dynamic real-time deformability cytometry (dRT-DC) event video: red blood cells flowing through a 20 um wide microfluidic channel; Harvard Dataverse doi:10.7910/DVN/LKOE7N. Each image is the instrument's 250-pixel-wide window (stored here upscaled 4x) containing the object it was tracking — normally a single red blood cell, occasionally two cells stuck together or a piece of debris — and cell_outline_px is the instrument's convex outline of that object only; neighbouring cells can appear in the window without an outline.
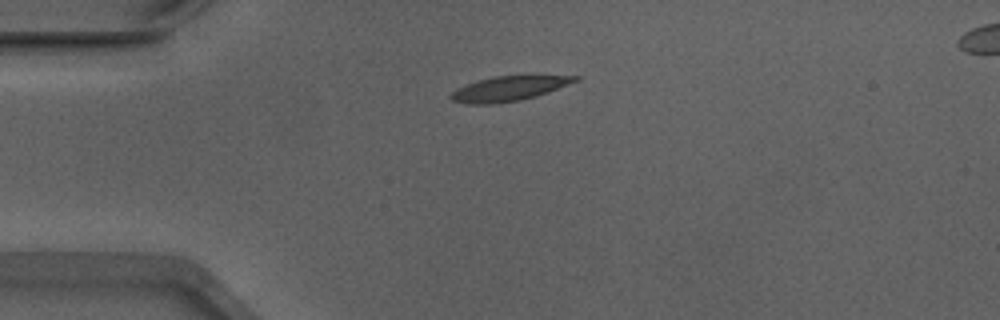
{"species": "Egyptian fruit bat (a non-hibernating species)", "species_latin": "Rousettus aegyptiacus", "temperature_condition": "warm", "stored_images_in_passage": 41, "camera_frame_rate_fps": 3000, "um_per_image_px": 0.085, "animal": {"sex": "male"}, "frame": {"image": 1, "passage_image": 1, "time_ms": 0.0, "image_size_px": [1000, 320], "cell_outline_px": [[580, 80], [548, 92], [536, 96], [520, 100], [492, 104], [468, 104], [452, 100], [448, 96], [456, 88], [492, 76], [528, 72], [580, 76]], "centroid_in_image_um": [43.37, 7.46], "position_along_channel_um": 41.6, "area_um2": 18.96}}
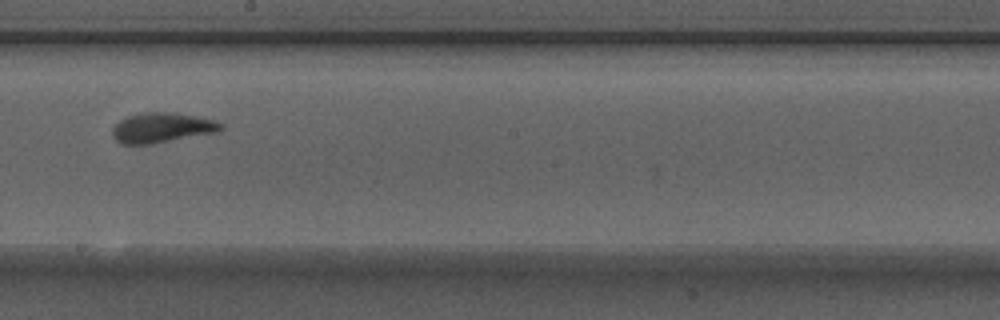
{"frame": {"image": 2, "passage_image": 18, "time_ms": 5.667, "image_size_px": [1000, 320], "cell_outline_px": [[224, 128], [216, 132], [152, 144], [120, 144], [112, 136], [112, 128], [120, 120], [128, 116], [140, 112], [176, 112], [196, 116], [212, 120], [224, 124]], "centroid_in_image_um": [13.74, 10.85], "position_along_channel_um": 234.5, "area_um2": 19.02}}
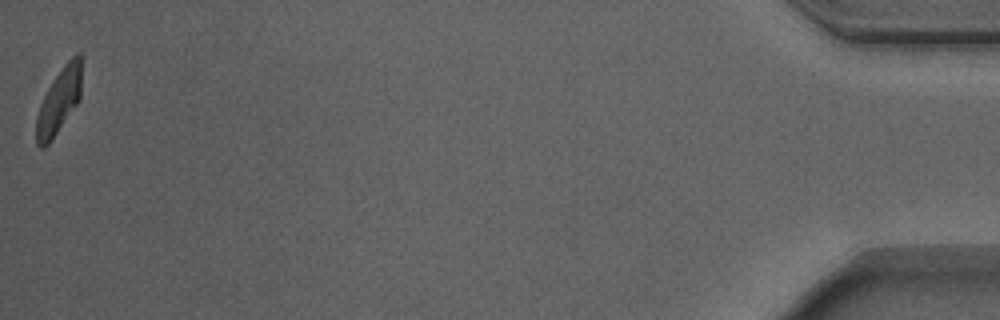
{"frame": {"image": 3, "passage_image": 41, "time_ms": 13.333, "image_size_px": [1000, 320], "cell_outline_px": [[80, 100], [52, 140], [44, 148], [40, 148], [36, 144], [36, 116], [40, 104], [48, 88], [64, 64], [76, 52], [80, 52]], "centroid_in_image_um": [4.99, 8.62], "position_along_channel_um": 430.2, "area_um2": 17.05}, "authors_computed_cell_mechanics": {"area_um2": 18.207, "velocity_mm_per_s": 3.8778, "shape_relaxation_time_tau1_ms": 3.8024, "shape_relaxation_time_tau2_ms": 1.0711, "deformation_change_tau1": 0.1733, "deformation_change_tau2": 0.0864}}